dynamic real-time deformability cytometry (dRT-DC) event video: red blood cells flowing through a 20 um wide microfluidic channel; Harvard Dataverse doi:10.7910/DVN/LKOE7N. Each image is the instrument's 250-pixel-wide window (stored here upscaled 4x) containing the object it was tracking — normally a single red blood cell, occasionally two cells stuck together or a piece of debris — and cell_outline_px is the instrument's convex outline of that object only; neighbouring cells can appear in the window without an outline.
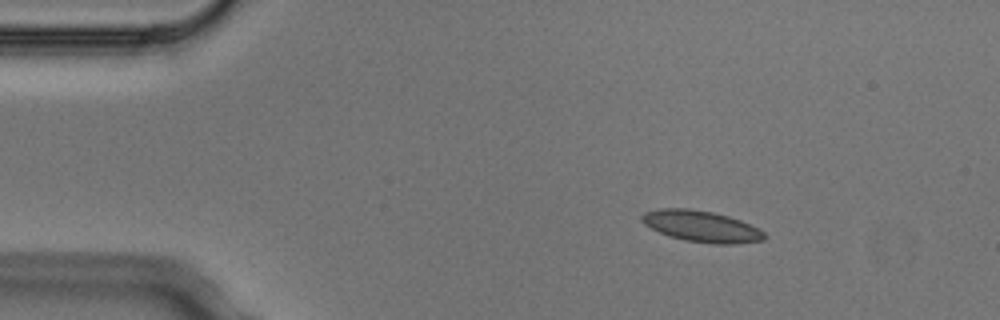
{"species": "Egyptian fruit bat (a non-hibernating species)", "species_latin": "Rousettus aegyptiacus", "temperature_condition": "cold", "stored_images_in_passage": 3, "camera_frame_rate_fps": 3000, "um_per_image_px": 0.085, "animal": {"sex": "male"}, "frame": {"image": 1, "passage_image": 1, "time_ms": 0.0, "image_size_px": [1000, 320], "cell_outline_px": [[768, 236], [764, 240], [732, 244], [712, 244], [684, 240], [668, 236], [644, 224], [640, 220], [640, 216], [644, 212], [660, 208], [688, 208], [712, 212], [728, 216], [740, 220], [764, 232]], "centroid_in_image_um": [59.59, 19.24], "position_along_channel_um": 25.4, "area_um2": 22.31}}
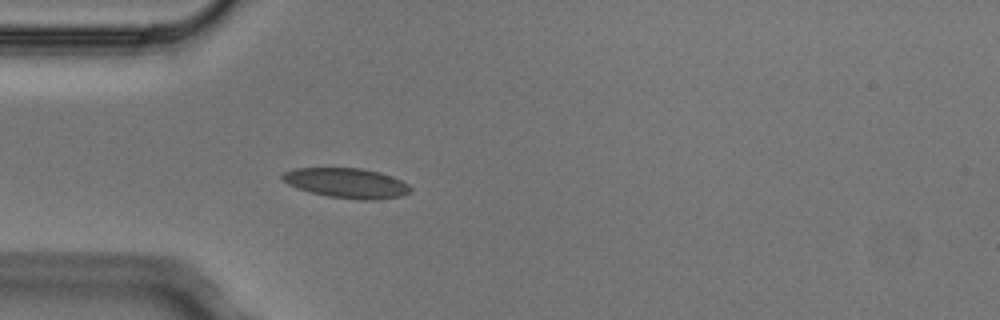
{"frame": {"image": 2, "passage_image": 3, "time_ms": 0.667, "image_size_px": [1000, 320], "cell_outline_px": [[412, 192], [404, 196], [376, 200], [360, 200], [328, 196], [312, 192], [288, 184], [280, 176], [284, 172], [292, 168], [360, 168], [380, 172], [392, 176], [408, 184], [412, 188]], "centroid_in_image_um": [29.53, 15.56], "position_along_channel_um": 55.5, "area_um2": 22.37}}